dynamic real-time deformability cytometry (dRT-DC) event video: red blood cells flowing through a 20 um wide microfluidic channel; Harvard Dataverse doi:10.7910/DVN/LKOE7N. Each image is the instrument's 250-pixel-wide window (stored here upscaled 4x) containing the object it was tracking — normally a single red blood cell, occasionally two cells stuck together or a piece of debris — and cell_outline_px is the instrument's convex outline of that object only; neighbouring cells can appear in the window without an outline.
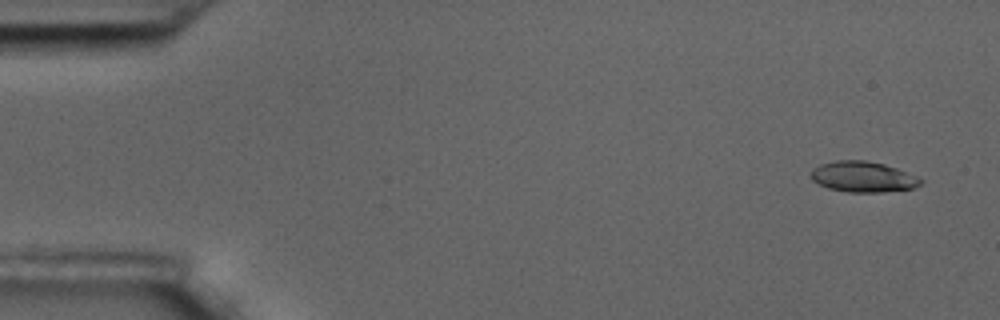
{"species": "common noctule bat (a hibernating species)", "species_latin": "Nyctalus noctula", "temperature_condition": "room temperature", "stored_images_in_passage": 6, "segment_of_instrument_passage": [2, 2], "camera_frame_rate_fps": 3000, "um_per_image_px": 0.085, "animal": {"sex": "male", "body_mass_g": 17.5, "forearm_length_mm": 52.3}, "frame": {"image": 1, "passage_image": 6, "time_ms": 1.667, "image_size_px": [1000, 320], "cell_outline_px": [[924, 180], [920, 184], [912, 188], [880, 192], [848, 192], [828, 188], [812, 180], [812, 168], [820, 164], [836, 160], [864, 160], [884, 164], [896, 168], [916, 176]], "centroid_in_image_um": [73.34, 15.02], "position_along_channel_um": 11.7, "area_um2": 19.42}}